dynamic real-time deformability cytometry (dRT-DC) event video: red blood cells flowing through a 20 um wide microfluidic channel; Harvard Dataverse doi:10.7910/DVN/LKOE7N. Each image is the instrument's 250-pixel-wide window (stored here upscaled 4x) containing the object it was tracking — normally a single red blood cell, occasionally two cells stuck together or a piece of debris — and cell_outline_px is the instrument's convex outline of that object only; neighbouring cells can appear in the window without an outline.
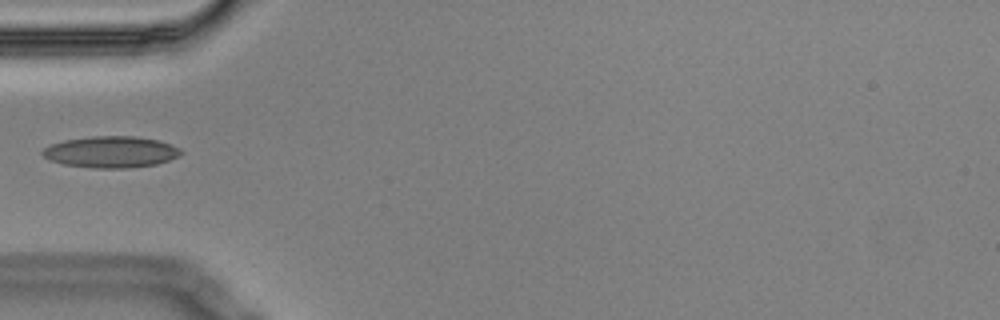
{"species": "Egyptian fruit bat (a non-hibernating species)", "species_latin": "Rousettus aegyptiacus", "temperature_condition": "cold", "stored_images_in_passage": 6, "camera_frame_rate_fps": 3000, "um_per_image_px": 0.085, "animal": {"sex": "male"}, "frame": {"image": 1, "passage_image": 6, "time_ms": 1.667, "image_size_px": [1000, 320], "cell_outline_px": [[184, 152], [168, 160], [156, 164], [124, 168], [92, 168], [64, 164], [48, 160], [40, 152], [44, 148], [52, 144], [64, 140], [92, 136], [132, 136], [160, 140], [180, 148]], "centroid_in_image_um": [9.41, 12.91], "position_along_channel_um": 75.6, "area_um2": 25.26}}